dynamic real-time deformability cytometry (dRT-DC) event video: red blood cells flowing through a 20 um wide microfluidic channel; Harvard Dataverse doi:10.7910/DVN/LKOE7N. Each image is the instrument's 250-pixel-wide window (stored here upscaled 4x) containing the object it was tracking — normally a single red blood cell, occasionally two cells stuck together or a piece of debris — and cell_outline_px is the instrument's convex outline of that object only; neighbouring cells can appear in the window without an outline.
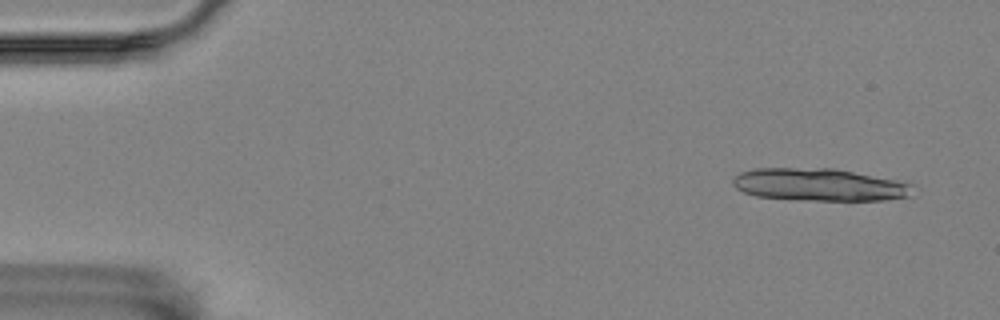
{"species": "Egyptian fruit bat (a non-hibernating species)", "species_latin": "Rousettus aegyptiacus", "temperature_condition": "room temperature", "stored_images_in_passage": 5, "camera_frame_rate_fps": 3000, "um_per_image_px": 0.085, "animal": {"sex": "female"}, "frame": {"image": 1, "passage_image": 1, "time_ms": 0.0, "image_size_px": [1000, 320], "cell_outline_px": [[920, 188], [912, 196], [884, 200], [816, 200], [756, 196], [744, 192], [736, 188], [732, 184], [732, 180], [740, 172], [756, 168], [832, 168], [908, 180], [916, 184]], "centroid_in_image_um": [69.85, 15.69], "position_along_channel_um": 15.1, "area_um2": 34.91}}